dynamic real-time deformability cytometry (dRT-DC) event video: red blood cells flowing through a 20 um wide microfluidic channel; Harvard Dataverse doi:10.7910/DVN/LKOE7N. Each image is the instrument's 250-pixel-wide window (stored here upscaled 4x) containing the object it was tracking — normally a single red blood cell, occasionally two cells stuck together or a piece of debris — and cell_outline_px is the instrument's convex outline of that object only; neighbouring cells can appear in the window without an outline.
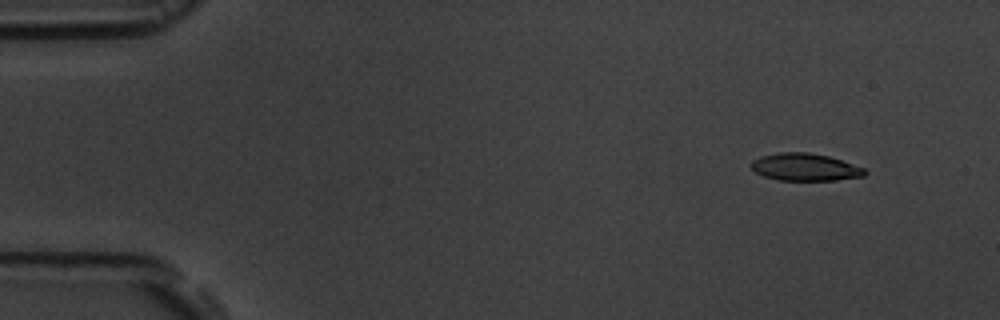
{"species": "common noctule bat (a hibernating species)", "species_latin": "Nyctalus noctula", "temperature_condition": "room temperature", "stored_images_in_passage": 5, "camera_frame_rate_fps": 3000, "um_per_image_px": 0.085, "animal": {"sex": "male", "body_mass_g": 19.5, "forearm_length_mm": 54.6}, "frame": {"image": 1, "passage_image": 1, "time_ms": 0.0, "image_size_px": [1000, 320], "cell_outline_px": [[868, 172], [864, 176], [836, 180], [776, 180], [764, 176], [756, 172], [752, 168], [752, 160], [760, 156], [780, 152], [808, 152], [828, 156], [864, 168]], "centroid_in_image_um": [68.42, 14.2], "position_along_channel_um": 16.6, "area_um2": 18.03}}